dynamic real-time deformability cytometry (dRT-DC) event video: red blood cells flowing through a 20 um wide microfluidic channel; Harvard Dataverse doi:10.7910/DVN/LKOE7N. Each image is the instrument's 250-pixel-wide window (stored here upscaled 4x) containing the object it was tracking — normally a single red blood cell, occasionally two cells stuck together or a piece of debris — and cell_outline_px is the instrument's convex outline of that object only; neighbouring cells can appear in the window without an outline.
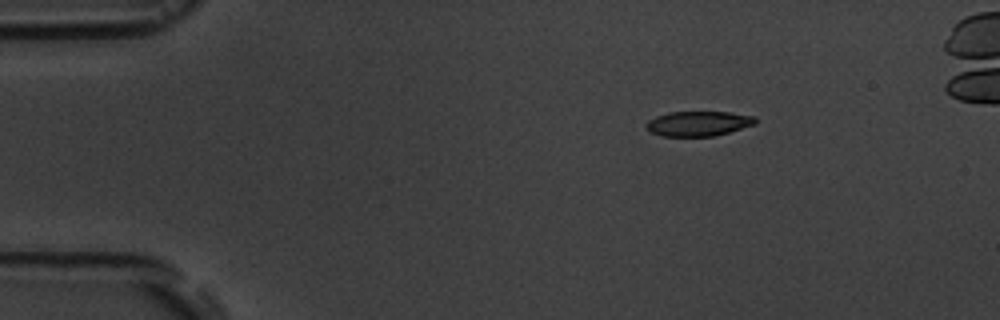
{"species": "common noctule bat (a hibernating species)", "species_latin": "Nyctalus noctula", "temperature_condition": "room temperature", "stored_images_in_passage": 4, "camera_frame_rate_fps": 3000, "um_per_image_px": 0.085, "animal": {"sex": "male", "body_mass_g": 19.5, "forearm_length_mm": 54.6}, "frame": {"image": 1, "passage_image": 1, "time_ms": 0.0, "image_size_px": [1000, 320], "cell_outline_px": [[756, 124], [728, 132], [712, 136], [660, 136], [652, 132], [644, 124], [648, 120], [656, 116], [668, 112], [728, 112], [756, 116]], "centroid_in_image_um": [59.36, 10.49], "position_along_channel_um": 25.6, "area_um2": 15.78}}